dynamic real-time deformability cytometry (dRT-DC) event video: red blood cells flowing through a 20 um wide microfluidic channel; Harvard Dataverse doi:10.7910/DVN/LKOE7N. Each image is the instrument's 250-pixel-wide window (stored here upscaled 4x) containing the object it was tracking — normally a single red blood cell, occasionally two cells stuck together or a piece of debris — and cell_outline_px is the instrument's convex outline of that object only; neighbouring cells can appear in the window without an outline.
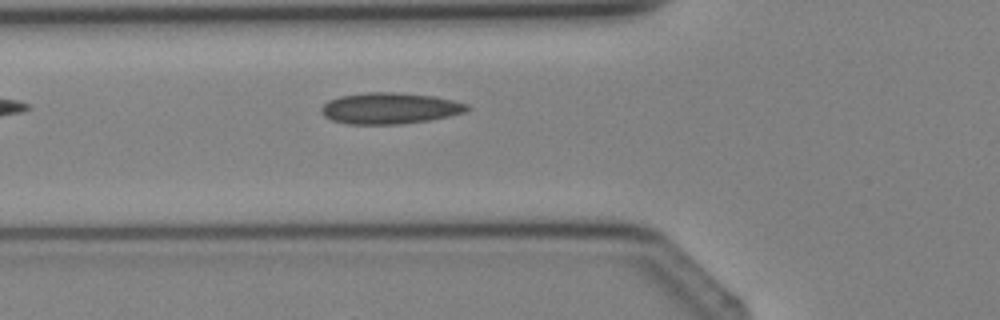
{"species": "Egyptian fruit bat (a non-hibernating species)", "species_latin": "Rousettus aegyptiacus", "temperature_condition": "cold", "stored_images_in_passage": 3, "camera_frame_rate_fps": 3000, "um_per_image_px": 0.085, "animal": {"sex": "female"}, "frame": {"image": 1, "passage_image": 3, "time_ms": 2.333, "image_size_px": [1000, 320], "cell_outline_px": [[472, 108], [464, 112], [448, 116], [428, 120], [400, 124], [348, 124], [332, 120], [324, 116], [320, 112], [320, 108], [328, 100], [340, 96], [368, 92], [396, 92], [436, 96], [468, 104]], "centroid_in_image_um": [33.12, 9.2], "position_along_channel_um": 92.7, "area_um2": 26.59}}